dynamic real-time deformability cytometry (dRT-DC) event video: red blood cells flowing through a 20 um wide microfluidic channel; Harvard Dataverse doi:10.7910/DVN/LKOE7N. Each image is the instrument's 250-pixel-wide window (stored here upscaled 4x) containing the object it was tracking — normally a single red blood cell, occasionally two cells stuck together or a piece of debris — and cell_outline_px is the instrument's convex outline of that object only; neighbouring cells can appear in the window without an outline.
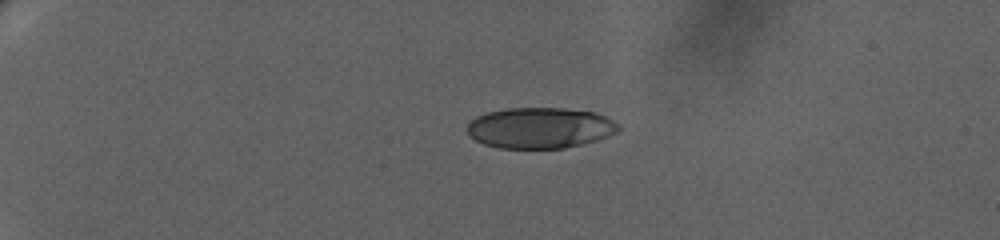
{"species": "human", "species_latin": "Homo sapiens", "temperature_condition": "warm", "stored_images_in_passage": 50, "camera_frame_rate_fps": 3000, "um_per_image_px": 0.085, "donor": {"sex": "female"}, "frame": {"image": 1, "passage_image": 1, "time_ms": 0.0, "image_size_px": [1000, 240], "cell_outline_px": [[620, 128], [616, 132], [608, 136], [596, 140], [564, 148], [500, 148], [484, 144], [468, 136], [464, 128], [476, 116], [488, 112], [508, 108], [564, 108], [592, 112], [604, 116], [620, 124]], "centroid_in_image_um": [45.86, 10.87], "position_along_channel_um": 39.1, "area_um2": 36.01}}
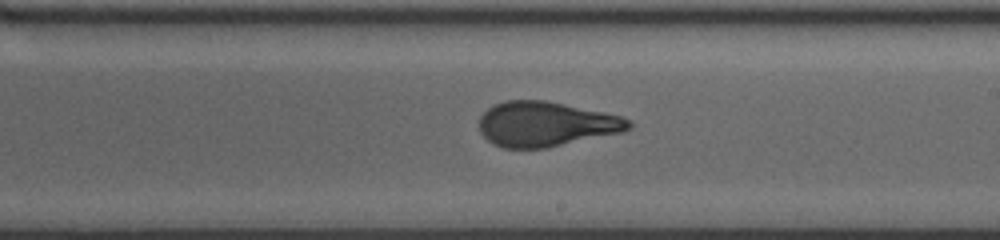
{"frame": {"image": 2, "passage_image": 27, "time_ms": 8.667, "image_size_px": [1000, 240], "cell_outline_px": [[632, 128], [624, 132], [548, 148], [504, 148], [492, 144], [480, 132], [480, 116], [492, 104], [504, 100], [544, 100], [604, 112], [620, 116], [628, 120], [632, 124]], "centroid_in_image_um": [46.39, 10.55], "position_along_channel_um": 242.6, "area_um2": 39.3}}
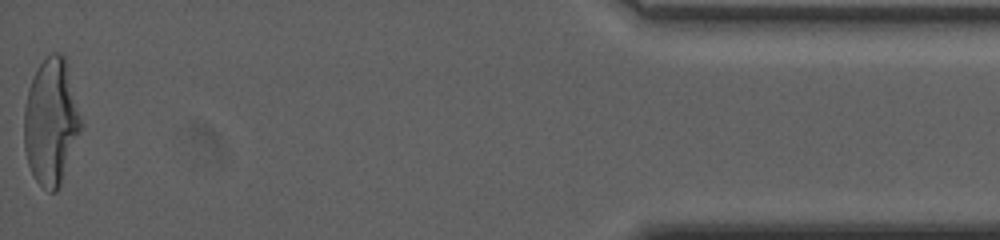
{"frame": {"image": 3, "passage_image": 50, "time_ms": 16.333, "image_size_px": [1000, 240], "cell_outline_px": [[80, 132], [60, 188], [56, 192], [48, 192], [36, 180], [28, 164], [24, 148], [24, 108], [28, 88], [36, 68], [52, 52], [60, 52], [64, 56], [80, 116]], "centroid_in_image_um": [4.31, 10.39], "position_along_channel_um": 430.9, "area_um2": 41.5}, "authors_computed_cell_mechanics": {"area_um2": 39.5641, "velocity_mm_per_s": 3.3202, "shape_relaxation_time_tau1_ms": 5.7234, "shape_relaxation_time_tau2_ms": 0.9345, "deformation_change_tau1": 0.2343, "deformation_change_tau2": 0.0676}}